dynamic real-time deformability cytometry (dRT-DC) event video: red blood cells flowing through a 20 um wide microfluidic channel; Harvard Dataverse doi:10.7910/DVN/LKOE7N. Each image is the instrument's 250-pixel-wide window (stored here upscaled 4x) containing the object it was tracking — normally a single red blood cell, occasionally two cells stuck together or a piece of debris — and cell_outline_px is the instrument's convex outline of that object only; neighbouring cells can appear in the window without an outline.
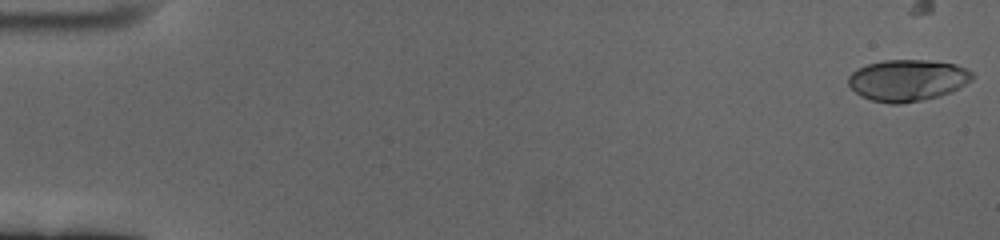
{"species": "human", "species_latin": "Homo sapiens", "temperature_condition": "cold", "stored_images_in_passage": 29, "camera_frame_rate_fps": 3000, "um_per_image_px": 0.085, "donor": {"sex": "female"}, "frame": {"image": 1, "passage_image": 1, "time_ms": 0.0, "image_size_px": [1000, 240], "cell_outline_px": [[972, 80], [940, 96], [900, 104], [892, 104], [872, 100], [860, 96], [848, 84], [848, 76], [856, 68], [868, 64], [884, 60], [928, 60], [956, 64], [972, 72]], "centroid_in_image_um": [77.09, 6.81], "position_along_channel_um": 7.9, "area_um2": 29.77}}
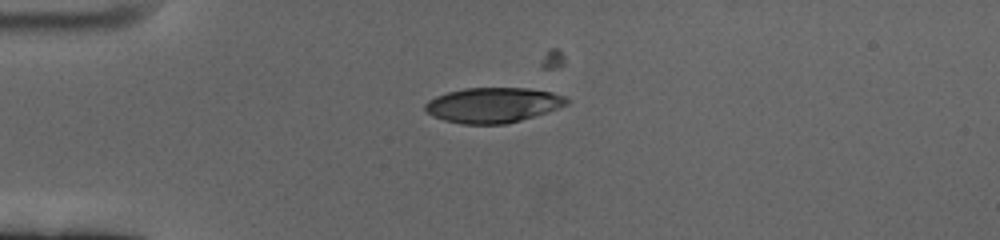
{"frame": {"image": 2, "passage_image": 16, "time_ms": 5.0, "image_size_px": [1000, 240], "cell_outline_px": [[572, 100], [568, 104], [560, 108], [520, 120], [504, 124], [460, 124], [444, 120], [432, 116], [424, 108], [424, 104], [428, 100], [436, 96], [448, 92], [464, 88], [528, 88], [552, 92], [568, 96]], "centroid_in_image_um": [41.94, 8.92], "position_along_channel_um": 43.1, "area_um2": 29.19}}
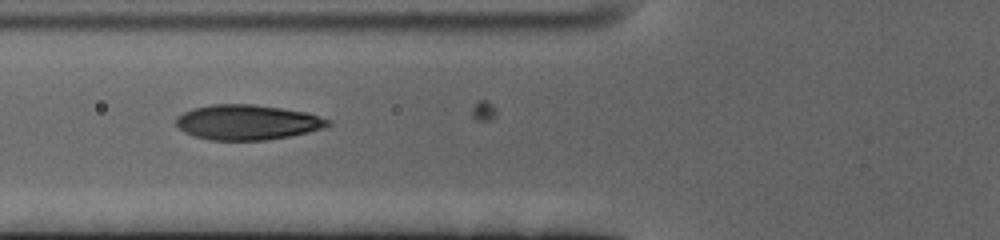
{"frame": {"image": 3, "passage_image": 24, "time_ms": 7.667, "image_size_px": [1000, 240], "cell_outline_px": [[332, 124], [328, 128], [288, 136], [264, 140], [208, 140], [192, 136], [184, 132], [176, 124], [176, 116], [192, 108], [212, 104], [252, 104], [308, 112], [332, 120]], "centroid_in_image_um": [21.05, 10.39], "position_along_channel_um": 104.8, "area_um2": 31.33}}